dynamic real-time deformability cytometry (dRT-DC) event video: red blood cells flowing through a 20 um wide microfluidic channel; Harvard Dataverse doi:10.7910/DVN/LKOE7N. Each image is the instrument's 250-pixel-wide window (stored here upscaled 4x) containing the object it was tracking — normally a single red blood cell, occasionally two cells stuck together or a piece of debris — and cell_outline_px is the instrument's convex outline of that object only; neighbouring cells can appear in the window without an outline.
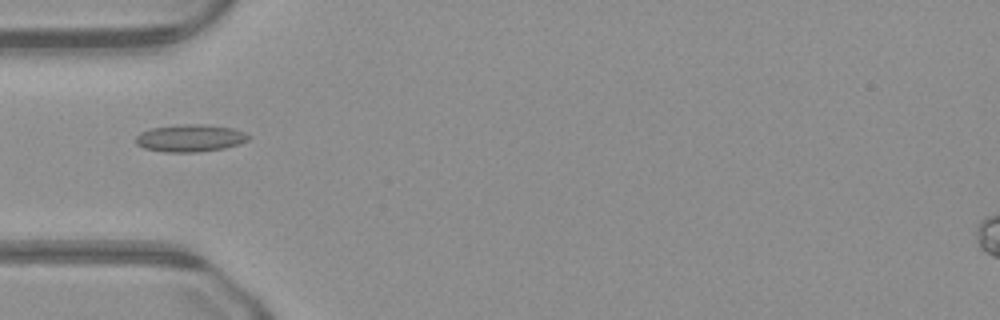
{"species": "common noctule bat (a hibernating species)", "species_latin": "Nyctalus noctula", "temperature_condition": "warm", "stored_images_in_passage": 50, "camera_frame_rate_fps": 3000, "um_per_image_px": 0.085, "animal": {"sex": "male", "body_mass_g": 23.1, "forearm_length_mm": 52.7}, "frame": {"image": 1, "passage_image": 16, "time_ms": 5.0, "image_size_px": [1000, 320], "cell_outline_px": [[252, 136], [248, 140], [240, 144], [224, 148], [196, 152], [164, 152], [144, 148], [136, 144], [136, 136], [140, 132], [152, 128], [180, 124], [208, 124], [232, 128], [244, 132]], "centroid_in_image_um": [16.18, 11.73], "position_along_channel_um": 68.8, "area_um2": 18.09}}
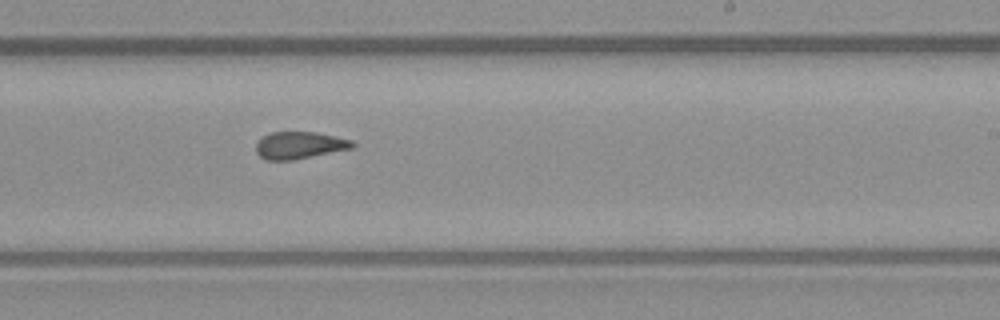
{"frame": {"image": 2, "passage_image": 30, "time_ms": 9.667, "image_size_px": [1000, 320], "cell_outline_px": [[356, 144], [352, 148], [292, 160], [264, 160], [256, 152], [256, 144], [264, 136], [272, 132], [316, 132], [352, 140]], "centroid_in_image_um": [25.45, 12.35], "position_along_channel_um": 263.5, "area_um2": 15.09}}
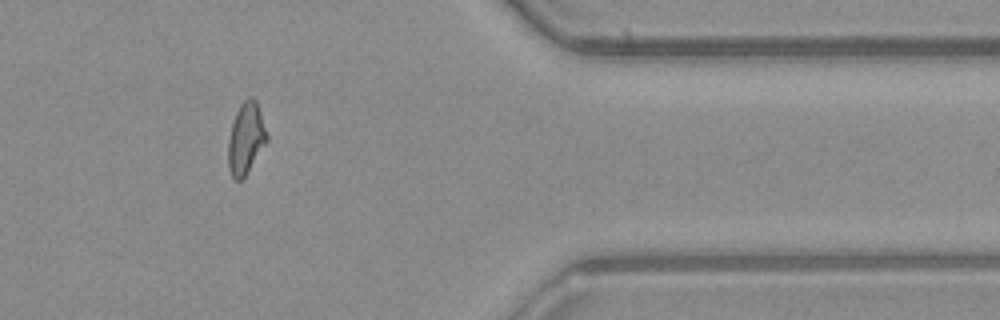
{"frame": {"image": 3, "passage_image": 41, "time_ms": 13.333, "image_size_px": [1000, 320], "cell_outline_px": [[268, 140], [244, 176], [240, 180], [236, 180], [232, 176], [228, 168], [228, 140], [232, 124], [236, 112], [240, 104], [248, 96], [252, 96], [256, 100], [268, 136]], "centroid_in_image_um": [20.89, 11.73], "position_along_channel_um": 390.5, "area_um2": 15.9}}